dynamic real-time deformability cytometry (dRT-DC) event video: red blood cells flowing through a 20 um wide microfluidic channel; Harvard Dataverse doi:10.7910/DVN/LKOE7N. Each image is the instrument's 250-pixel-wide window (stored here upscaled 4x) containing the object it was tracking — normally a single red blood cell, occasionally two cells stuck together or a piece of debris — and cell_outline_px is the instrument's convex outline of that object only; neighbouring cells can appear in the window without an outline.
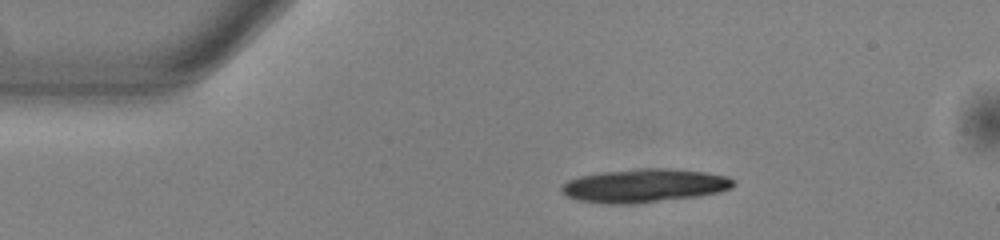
{"species": "common noctule bat (a hibernating species)", "species_latin": "Nyctalus noctula", "temperature_condition": "warm", "stored_images_in_passage": 44, "camera_frame_rate_fps": 3000, "um_per_image_px": 0.085, "animal": {"sex": "male", "body_mass_g": 13.0, "forearm_length_mm": 53.1}, "frame": {"image": 1, "passage_image": 1, "time_ms": 0.0, "image_size_px": [1000, 240], "cell_outline_px": [[732, 188], [720, 192], [700, 196], [636, 204], [600, 204], [576, 200], [560, 192], [560, 184], [568, 180], [580, 176], [600, 172], [636, 168], [668, 168], [704, 172], [728, 176], [732, 180]], "centroid_in_image_um": [54.7, 15.79], "position_along_channel_um": 30.3, "area_um2": 34.04}}
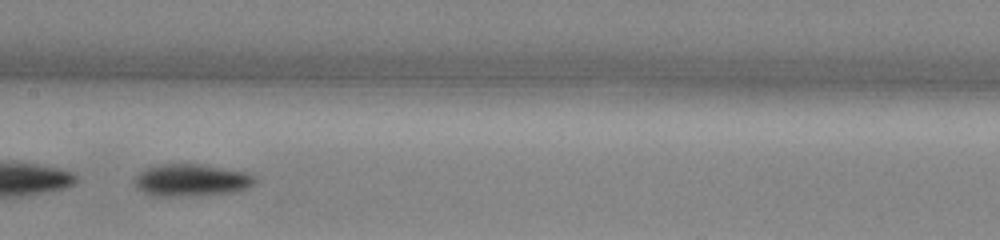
{"frame": {"image": 2, "passage_image": 18, "time_ms": 5.667, "image_size_px": [1000, 240], "cell_outline_px": [[256, 184], [248, 188], [236, 192], [200, 196], [152, 196], [144, 192], [136, 184], [136, 176], [140, 172], [148, 168], [160, 164], [200, 164], [228, 168], [248, 172], [256, 176]], "centroid_in_image_um": [16.38, 15.32], "position_along_channel_um": 191.0, "area_um2": 22.89}}
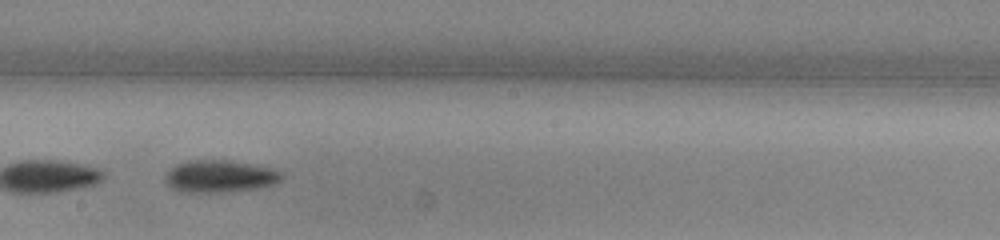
{"frame": {"image": 3, "passage_image": 21, "time_ms": 6.667, "image_size_px": [1000, 240], "cell_outline_px": [[284, 176], [280, 180], [272, 184], [256, 188], [224, 192], [188, 192], [172, 188], [164, 180], [164, 176], [176, 164], [188, 160], [232, 160], [256, 164], [272, 168], [280, 172]], "centroid_in_image_um": [18.69, 14.96], "position_along_channel_um": 229.5, "area_um2": 21.85}, "authors_computed_cell_mechanics": {"area_um2": 22.2241, "velocity_mm_per_s": 3.8563, "shape_relaxation_time_tau1_ms": 2.1276, "shape_relaxation_time_tau2_ms": null, "deformation_change_tau1": 0.1449, "deformation_change_tau2": null}}